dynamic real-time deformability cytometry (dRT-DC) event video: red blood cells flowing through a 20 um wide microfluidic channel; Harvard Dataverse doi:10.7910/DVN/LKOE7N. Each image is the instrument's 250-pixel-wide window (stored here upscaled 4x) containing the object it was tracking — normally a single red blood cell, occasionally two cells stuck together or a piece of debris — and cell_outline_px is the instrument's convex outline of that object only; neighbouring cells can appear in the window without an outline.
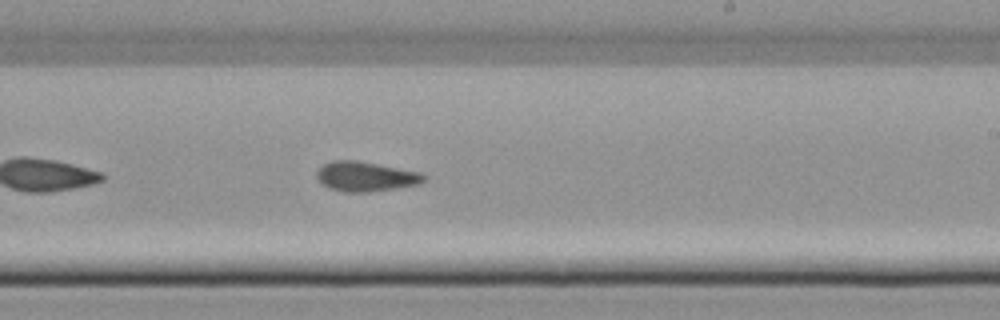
{"species": "common noctule bat (a hibernating species)", "species_latin": "Nyctalus noctula", "temperature_condition": "cold", "stored_images_in_passage": 35, "camera_frame_rate_fps": 3000, "um_per_image_px": 0.085, "animal": {"sex": "female", "body_mass_g": 22.7, "forearm_length_mm": 54.2}, "frame": {"image": 1, "passage_image": 16, "time_ms": 5.0, "image_size_px": [1000, 320], "cell_outline_px": [[428, 176], [420, 184], [396, 188], [368, 192], [344, 192], [328, 188], [320, 184], [316, 176], [316, 172], [324, 164], [332, 160], [356, 160], [424, 172]], "centroid_in_image_um": [31.1, 15.0], "position_along_channel_um": 257.9, "area_um2": 18.9}}
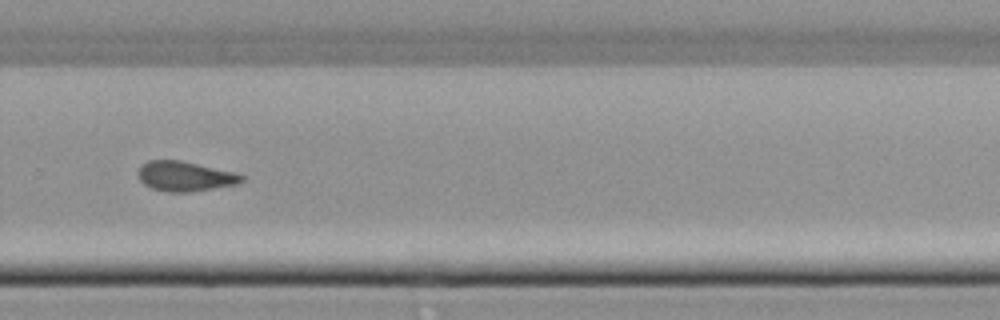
{"frame": {"image": 2, "passage_image": 20, "time_ms": 6.333, "image_size_px": [1000, 320], "cell_outline_px": [[244, 180], [236, 184], [188, 192], [168, 192], [152, 188], [144, 184], [140, 180], [136, 172], [140, 164], [148, 160], [180, 160], [236, 172], [244, 176]], "centroid_in_image_um": [15.68, 14.97], "position_along_channel_um": 314.1, "area_um2": 18.09}}
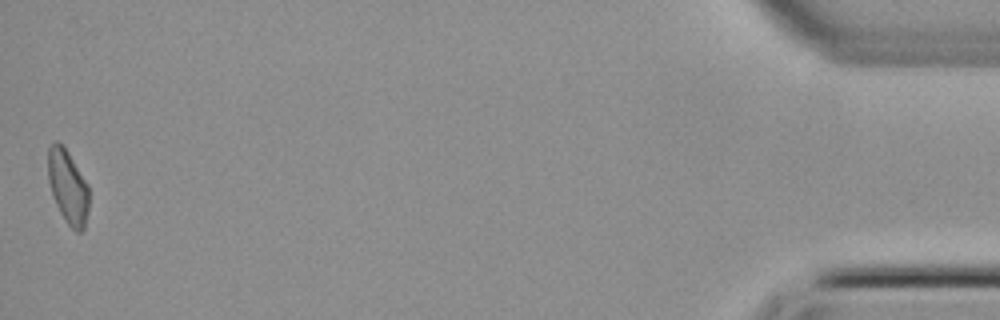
{"frame": {"image": 3, "passage_image": 35, "time_ms": 11.333, "image_size_px": [1000, 320], "cell_outline_px": [[88, 212], [84, 228], [80, 232], [76, 232], [68, 224], [60, 212], [52, 196], [48, 180], [48, 148], [56, 140], [64, 144], [88, 184]], "centroid_in_image_um": [5.76, 15.84], "position_along_channel_um": 429.4, "area_um2": 17.74}}